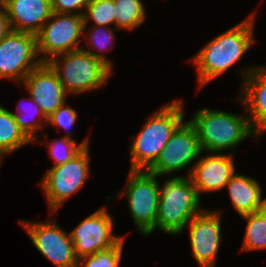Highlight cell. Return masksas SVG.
Returning <instances> with one entry per match:
<instances>
[{
  "label": "cell",
  "mask_w": 266,
  "mask_h": 267,
  "mask_svg": "<svg viewBox=\"0 0 266 267\" xmlns=\"http://www.w3.org/2000/svg\"><path fill=\"white\" fill-rule=\"evenodd\" d=\"M115 4L114 0H92L86 7L84 19V31L89 21H93L95 26L115 25Z\"/></svg>",
  "instance_id": "obj_25"
},
{
  "label": "cell",
  "mask_w": 266,
  "mask_h": 267,
  "mask_svg": "<svg viewBox=\"0 0 266 267\" xmlns=\"http://www.w3.org/2000/svg\"><path fill=\"white\" fill-rule=\"evenodd\" d=\"M64 103L53 114L48 117L47 124L49 123L54 127L65 128L66 131L72 127L77 120V112L70 106Z\"/></svg>",
  "instance_id": "obj_27"
},
{
  "label": "cell",
  "mask_w": 266,
  "mask_h": 267,
  "mask_svg": "<svg viewBox=\"0 0 266 267\" xmlns=\"http://www.w3.org/2000/svg\"><path fill=\"white\" fill-rule=\"evenodd\" d=\"M31 142L17 125L10 110L0 105V164L7 154Z\"/></svg>",
  "instance_id": "obj_19"
},
{
  "label": "cell",
  "mask_w": 266,
  "mask_h": 267,
  "mask_svg": "<svg viewBox=\"0 0 266 267\" xmlns=\"http://www.w3.org/2000/svg\"><path fill=\"white\" fill-rule=\"evenodd\" d=\"M114 222L106 208L102 207L69 233L78 260L98 251L107 250L123 238L113 235Z\"/></svg>",
  "instance_id": "obj_12"
},
{
  "label": "cell",
  "mask_w": 266,
  "mask_h": 267,
  "mask_svg": "<svg viewBox=\"0 0 266 267\" xmlns=\"http://www.w3.org/2000/svg\"><path fill=\"white\" fill-rule=\"evenodd\" d=\"M247 220L242 251L266 249V208L241 216Z\"/></svg>",
  "instance_id": "obj_21"
},
{
  "label": "cell",
  "mask_w": 266,
  "mask_h": 267,
  "mask_svg": "<svg viewBox=\"0 0 266 267\" xmlns=\"http://www.w3.org/2000/svg\"><path fill=\"white\" fill-rule=\"evenodd\" d=\"M58 57H62V61ZM47 63L55 71L67 94L77 95L100 88L113 72L106 63L82 48L55 56Z\"/></svg>",
  "instance_id": "obj_5"
},
{
  "label": "cell",
  "mask_w": 266,
  "mask_h": 267,
  "mask_svg": "<svg viewBox=\"0 0 266 267\" xmlns=\"http://www.w3.org/2000/svg\"><path fill=\"white\" fill-rule=\"evenodd\" d=\"M89 147H84L75 157L64 164L51 167L43 177L40 186L46 195L50 213L76 193L90 176Z\"/></svg>",
  "instance_id": "obj_6"
},
{
  "label": "cell",
  "mask_w": 266,
  "mask_h": 267,
  "mask_svg": "<svg viewBox=\"0 0 266 267\" xmlns=\"http://www.w3.org/2000/svg\"><path fill=\"white\" fill-rule=\"evenodd\" d=\"M27 230L37 250L56 267H77L78 259L69 232L62 230L52 219L46 222L18 220Z\"/></svg>",
  "instance_id": "obj_10"
},
{
  "label": "cell",
  "mask_w": 266,
  "mask_h": 267,
  "mask_svg": "<svg viewBox=\"0 0 266 267\" xmlns=\"http://www.w3.org/2000/svg\"><path fill=\"white\" fill-rule=\"evenodd\" d=\"M11 29L37 34L52 15L51 0H0Z\"/></svg>",
  "instance_id": "obj_17"
},
{
  "label": "cell",
  "mask_w": 266,
  "mask_h": 267,
  "mask_svg": "<svg viewBox=\"0 0 266 267\" xmlns=\"http://www.w3.org/2000/svg\"><path fill=\"white\" fill-rule=\"evenodd\" d=\"M230 201L240 216L266 208L259 182L247 175L235 173L225 186Z\"/></svg>",
  "instance_id": "obj_18"
},
{
  "label": "cell",
  "mask_w": 266,
  "mask_h": 267,
  "mask_svg": "<svg viewBox=\"0 0 266 267\" xmlns=\"http://www.w3.org/2000/svg\"><path fill=\"white\" fill-rule=\"evenodd\" d=\"M189 122L196 130L202 152L222 153L235 148L247 137H260L247 116L221 110L199 109Z\"/></svg>",
  "instance_id": "obj_2"
},
{
  "label": "cell",
  "mask_w": 266,
  "mask_h": 267,
  "mask_svg": "<svg viewBox=\"0 0 266 267\" xmlns=\"http://www.w3.org/2000/svg\"><path fill=\"white\" fill-rule=\"evenodd\" d=\"M256 13L240 24L212 39L193 58L198 71V86H205L210 80L226 72L242 59L254 43V18Z\"/></svg>",
  "instance_id": "obj_1"
},
{
  "label": "cell",
  "mask_w": 266,
  "mask_h": 267,
  "mask_svg": "<svg viewBox=\"0 0 266 267\" xmlns=\"http://www.w3.org/2000/svg\"><path fill=\"white\" fill-rule=\"evenodd\" d=\"M218 210H202L186 226L194 259L200 267H215L221 235V219Z\"/></svg>",
  "instance_id": "obj_13"
},
{
  "label": "cell",
  "mask_w": 266,
  "mask_h": 267,
  "mask_svg": "<svg viewBox=\"0 0 266 267\" xmlns=\"http://www.w3.org/2000/svg\"><path fill=\"white\" fill-rule=\"evenodd\" d=\"M124 194L127 198L133 221L142 235L155 231L160 186L155 174L144 170H129Z\"/></svg>",
  "instance_id": "obj_7"
},
{
  "label": "cell",
  "mask_w": 266,
  "mask_h": 267,
  "mask_svg": "<svg viewBox=\"0 0 266 267\" xmlns=\"http://www.w3.org/2000/svg\"><path fill=\"white\" fill-rule=\"evenodd\" d=\"M29 100H30L29 101L30 104H28V103H26V104H28L29 106L31 105L30 107L28 106V108H27L26 106L23 105V107L21 108L18 106L17 107V110H18L17 113H14V112H11V113L14 115L16 123L19 126V128L23 131V133L32 141V143H38L39 140H37L38 137L36 134L38 133V130L43 129L42 125L47 123L48 118L44 115L43 111L36 104V102L34 101L33 98L30 97ZM19 108L21 109V111H19ZM29 108L31 111H29ZM29 112L30 113L34 112L35 114H33V113L30 114ZM28 114H30V116L31 115H35V116L37 115L36 116L37 118H34V120H31V119L29 120L30 117L27 118ZM31 118L33 119V117H31ZM37 120H39V121H37ZM40 122H41V124H40ZM42 122H44V123L42 124Z\"/></svg>",
  "instance_id": "obj_22"
},
{
  "label": "cell",
  "mask_w": 266,
  "mask_h": 267,
  "mask_svg": "<svg viewBox=\"0 0 266 267\" xmlns=\"http://www.w3.org/2000/svg\"><path fill=\"white\" fill-rule=\"evenodd\" d=\"M182 101L174 100L153 113L134 137L130 170L147 171L157 160L172 133L183 122Z\"/></svg>",
  "instance_id": "obj_3"
},
{
  "label": "cell",
  "mask_w": 266,
  "mask_h": 267,
  "mask_svg": "<svg viewBox=\"0 0 266 267\" xmlns=\"http://www.w3.org/2000/svg\"><path fill=\"white\" fill-rule=\"evenodd\" d=\"M202 153L194 126L189 121L182 122L147 171L158 177L168 175L190 166Z\"/></svg>",
  "instance_id": "obj_11"
},
{
  "label": "cell",
  "mask_w": 266,
  "mask_h": 267,
  "mask_svg": "<svg viewBox=\"0 0 266 267\" xmlns=\"http://www.w3.org/2000/svg\"><path fill=\"white\" fill-rule=\"evenodd\" d=\"M89 146L88 138L82 141L80 144H76V141L71 137V132L65 134L60 139H53L47 144L51 159L54 161L53 166L64 164L75 157L84 147Z\"/></svg>",
  "instance_id": "obj_23"
},
{
  "label": "cell",
  "mask_w": 266,
  "mask_h": 267,
  "mask_svg": "<svg viewBox=\"0 0 266 267\" xmlns=\"http://www.w3.org/2000/svg\"><path fill=\"white\" fill-rule=\"evenodd\" d=\"M22 84L47 118L67 101L68 94L47 62L31 70Z\"/></svg>",
  "instance_id": "obj_14"
},
{
  "label": "cell",
  "mask_w": 266,
  "mask_h": 267,
  "mask_svg": "<svg viewBox=\"0 0 266 267\" xmlns=\"http://www.w3.org/2000/svg\"><path fill=\"white\" fill-rule=\"evenodd\" d=\"M83 32V15L52 13L49 20L36 34L37 51L42 57L41 61L48 62L60 54L81 49L78 39L82 38Z\"/></svg>",
  "instance_id": "obj_8"
},
{
  "label": "cell",
  "mask_w": 266,
  "mask_h": 267,
  "mask_svg": "<svg viewBox=\"0 0 266 267\" xmlns=\"http://www.w3.org/2000/svg\"><path fill=\"white\" fill-rule=\"evenodd\" d=\"M92 0H51L53 13L79 14L84 12H76V10H84ZM75 11V12H74Z\"/></svg>",
  "instance_id": "obj_28"
},
{
  "label": "cell",
  "mask_w": 266,
  "mask_h": 267,
  "mask_svg": "<svg viewBox=\"0 0 266 267\" xmlns=\"http://www.w3.org/2000/svg\"><path fill=\"white\" fill-rule=\"evenodd\" d=\"M116 31L133 30L144 23L146 9L142 0H114Z\"/></svg>",
  "instance_id": "obj_20"
},
{
  "label": "cell",
  "mask_w": 266,
  "mask_h": 267,
  "mask_svg": "<svg viewBox=\"0 0 266 267\" xmlns=\"http://www.w3.org/2000/svg\"><path fill=\"white\" fill-rule=\"evenodd\" d=\"M201 199L189 176H174L160 187L155 230L177 235L198 215Z\"/></svg>",
  "instance_id": "obj_4"
},
{
  "label": "cell",
  "mask_w": 266,
  "mask_h": 267,
  "mask_svg": "<svg viewBox=\"0 0 266 267\" xmlns=\"http://www.w3.org/2000/svg\"><path fill=\"white\" fill-rule=\"evenodd\" d=\"M11 30L6 10L0 4V40H2Z\"/></svg>",
  "instance_id": "obj_29"
},
{
  "label": "cell",
  "mask_w": 266,
  "mask_h": 267,
  "mask_svg": "<svg viewBox=\"0 0 266 267\" xmlns=\"http://www.w3.org/2000/svg\"><path fill=\"white\" fill-rule=\"evenodd\" d=\"M38 56L35 34L11 30L0 40V80L22 83L42 63L41 59H35Z\"/></svg>",
  "instance_id": "obj_9"
},
{
  "label": "cell",
  "mask_w": 266,
  "mask_h": 267,
  "mask_svg": "<svg viewBox=\"0 0 266 267\" xmlns=\"http://www.w3.org/2000/svg\"><path fill=\"white\" fill-rule=\"evenodd\" d=\"M124 237L113 247L78 260L77 267H119L122 257Z\"/></svg>",
  "instance_id": "obj_26"
},
{
  "label": "cell",
  "mask_w": 266,
  "mask_h": 267,
  "mask_svg": "<svg viewBox=\"0 0 266 267\" xmlns=\"http://www.w3.org/2000/svg\"><path fill=\"white\" fill-rule=\"evenodd\" d=\"M195 165L188 170L199 198L201 192H215L225 188L235 174L232 154L211 153L199 158Z\"/></svg>",
  "instance_id": "obj_15"
},
{
  "label": "cell",
  "mask_w": 266,
  "mask_h": 267,
  "mask_svg": "<svg viewBox=\"0 0 266 267\" xmlns=\"http://www.w3.org/2000/svg\"><path fill=\"white\" fill-rule=\"evenodd\" d=\"M241 74L244 82L238 100L246 105L249 122L261 136L266 129V66L245 69Z\"/></svg>",
  "instance_id": "obj_16"
},
{
  "label": "cell",
  "mask_w": 266,
  "mask_h": 267,
  "mask_svg": "<svg viewBox=\"0 0 266 267\" xmlns=\"http://www.w3.org/2000/svg\"><path fill=\"white\" fill-rule=\"evenodd\" d=\"M93 28L89 29V33L86 36L87 38L85 37V39L87 40L86 43L88 44L90 42L89 43L91 45L90 48L88 50L84 48L82 49L85 50L87 53H90L95 58L100 59L112 69L111 60H109L103 53L104 51L111 49L112 45H114L112 41H114L113 39H114L115 30L114 28H111V27L109 29H105L108 27L95 26V25ZM92 48L93 50L96 49V51H99L102 53H97L95 51L93 52V50L92 51L90 50Z\"/></svg>",
  "instance_id": "obj_24"
}]
</instances>
